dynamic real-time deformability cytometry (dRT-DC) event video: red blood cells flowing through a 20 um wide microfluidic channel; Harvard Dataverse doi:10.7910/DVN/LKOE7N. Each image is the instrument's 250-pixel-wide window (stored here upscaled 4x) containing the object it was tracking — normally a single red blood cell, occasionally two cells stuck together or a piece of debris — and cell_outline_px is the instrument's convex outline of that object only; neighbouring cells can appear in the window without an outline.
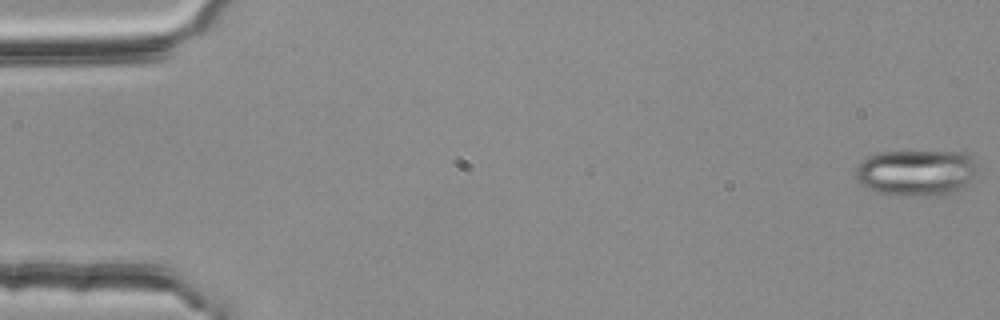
{"species": "common noctule bat (a hibernating species)", "species_latin": "Nyctalus noctula", "temperature_condition": "room temperature", "stored_images_in_passage": 4, "camera_frame_rate_fps": 3000, "um_per_image_px": 0.085, "animal": {"sex": "female", "body_mass_g": 25.1}, "frame": {"image": 1, "passage_image": 1, "time_ms": 0.0, "image_size_px": [1000, 320], "cell_outline_px": [[980, 168], [964, 188], [956, 192], [944, 196], [920, 196], [880, 192], [868, 188], [860, 184], [856, 180], [856, 168], [868, 156], [880, 152], [964, 152]], "centroid_in_image_um": [77.93, 14.69], "position_along_channel_um": 7.1, "area_um2": 32.77}}